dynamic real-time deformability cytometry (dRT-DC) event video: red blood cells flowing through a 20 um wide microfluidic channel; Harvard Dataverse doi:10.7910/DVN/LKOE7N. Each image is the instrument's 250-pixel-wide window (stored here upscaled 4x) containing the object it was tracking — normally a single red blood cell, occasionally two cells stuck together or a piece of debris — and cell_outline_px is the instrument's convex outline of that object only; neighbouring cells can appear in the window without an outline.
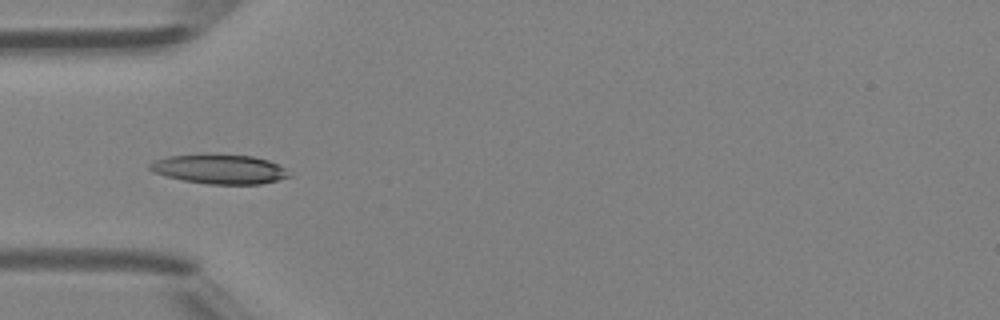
{"species": "Egyptian fruit bat (a non-hibernating species)", "species_latin": "Rousettus aegyptiacus", "temperature_condition": "room temperature", "stored_images_in_passage": 34, "camera_frame_rate_fps": 3000, "um_per_image_px": 0.085, "animal": {"sex": "female"}, "frame": {"image": 1, "passage_image": 2, "time_ms": 0.333, "image_size_px": [1000, 320], "cell_outline_px": [[292, 176], [260, 184], [208, 184], [184, 180], [152, 172], [148, 168], [148, 164], [156, 160], [168, 156], [252, 156], [268, 160], [284, 168]], "centroid_in_image_um": [18.66, 14.4], "position_along_channel_um": 66.3, "area_um2": 23.0}}
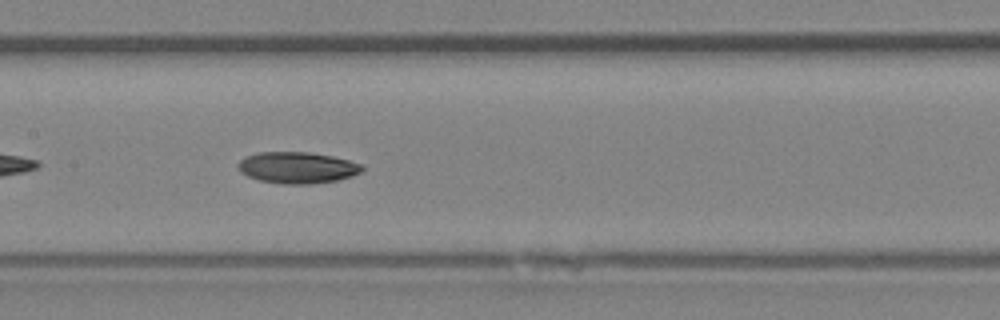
{"frame": {"image": 2, "passage_image": 10, "time_ms": 3.0, "image_size_px": [1000, 320], "cell_outline_px": [[364, 168], [360, 172], [352, 176], [336, 180], [312, 184], [280, 184], [260, 180], [248, 176], [240, 172], [236, 164], [244, 156], [260, 152], [308, 152], [332, 156], [364, 164]], "centroid_in_image_um": [25.26, 14.24], "position_along_channel_um": 182.1, "area_um2": 22.83}}
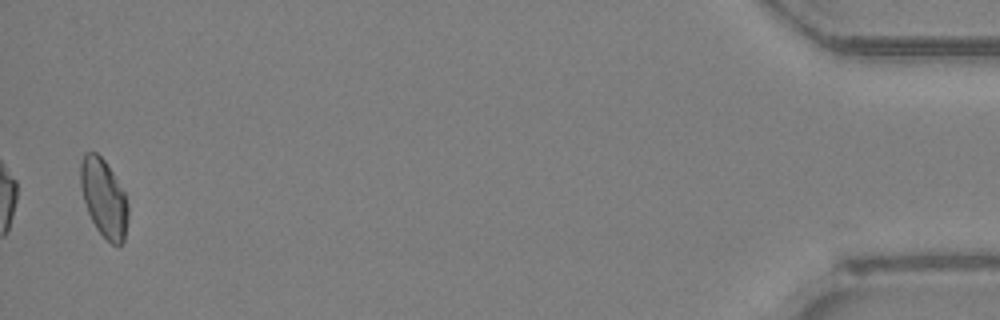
{"frame": {"image": 3, "passage_image": 33, "time_ms": 10.667, "image_size_px": [1000, 320], "cell_outline_px": [[128, 220], [124, 240], [120, 244], [112, 244], [96, 228], [88, 212], [80, 188], [80, 164], [84, 152], [96, 152], [104, 160], [112, 172], [124, 192], [128, 204]], "centroid_in_image_um": [8.82, 16.82], "position_along_channel_um": 426.4, "area_um2": 21.44}, "authors_computed_cell_mechanics": {"area_um2": 22.253, "velocity_mm_per_s": 4.3725, "shape_relaxation_time_tau1_ms": 7.1977, "shape_relaxation_time_tau2_ms": null, "deformation_change_tau1": 0.1623, "deformation_change_tau2": null}}